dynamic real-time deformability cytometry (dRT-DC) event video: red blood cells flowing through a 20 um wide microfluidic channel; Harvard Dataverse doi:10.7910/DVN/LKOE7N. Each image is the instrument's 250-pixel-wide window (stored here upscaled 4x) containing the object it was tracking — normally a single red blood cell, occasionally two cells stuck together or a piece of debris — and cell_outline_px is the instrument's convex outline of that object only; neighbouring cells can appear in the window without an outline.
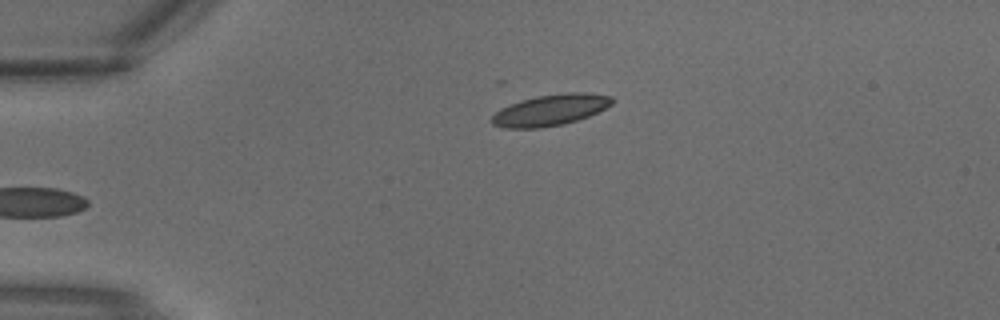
{"species": "common noctule bat (a hibernating species)", "species_latin": "Nyctalus noctula", "temperature_condition": "warm", "stored_images_in_passage": 4, "camera_frame_rate_fps": 3000, "um_per_image_px": 0.085, "animal": {"sex": "male", "body_mass_g": 18.8}, "frame": {"image": 1, "passage_image": 3, "time_ms": 0.667, "image_size_px": [1000, 320], "cell_outline_px": [[616, 100], [612, 104], [588, 116], [564, 124], [540, 128], [504, 128], [492, 124], [492, 116], [500, 108], [520, 100], [536, 96], [568, 92], [588, 92], [612, 96]], "centroid_in_image_um": [46.79, 9.34], "position_along_channel_um": 38.2, "area_um2": 21.91}}